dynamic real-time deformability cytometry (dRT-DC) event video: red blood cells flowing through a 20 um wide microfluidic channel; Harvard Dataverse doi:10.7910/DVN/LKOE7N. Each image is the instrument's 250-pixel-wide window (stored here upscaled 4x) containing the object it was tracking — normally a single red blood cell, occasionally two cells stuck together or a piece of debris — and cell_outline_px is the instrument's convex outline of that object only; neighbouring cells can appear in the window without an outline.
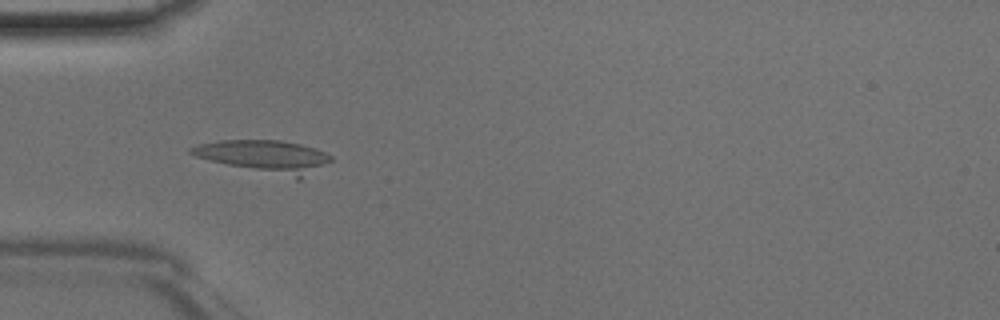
{"species": "Egyptian fruit bat (a non-hibernating species)", "species_latin": "Rousettus aegyptiacus", "temperature_condition": "room temperature", "stored_images_in_passage": 46, "camera_frame_rate_fps": 3000, "um_per_image_px": 0.085, "animal": {"sex": "male"}, "frame": {"image": 1, "passage_image": 14, "time_ms": 4.333, "image_size_px": [1000, 320], "cell_outline_px": [[332, 160], [300, 180], [296, 180], [228, 164], [196, 156], [188, 152], [188, 148], [200, 144], [220, 140], [280, 140], [300, 144], [316, 148], [332, 156]], "centroid_in_image_um": [22.56, 13.29], "position_along_channel_um": 62.4, "area_um2": 26.07}}
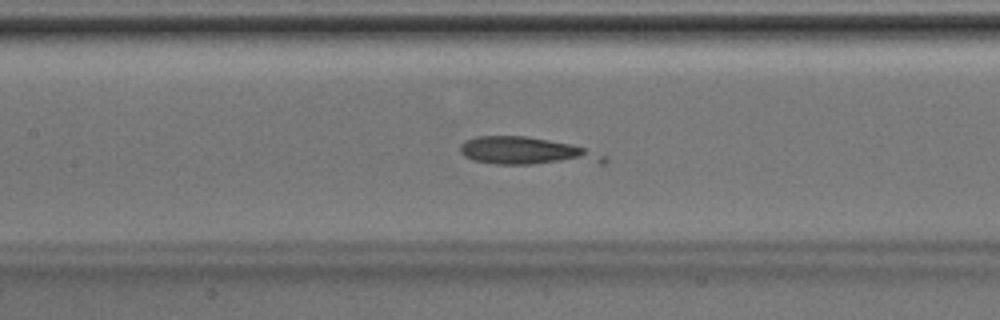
{"frame": {"image": 2, "passage_image": 21, "time_ms": 6.667, "image_size_px": [1000, 320], "cell_outline_px": [[608, 160], [604, 164], [496, 164], [472, 160], [464, 156], [460, 152], [460, 144], [464, 140], [476, 136], [524, 136], [548, 140], [568, 144], [584, 148], [608, 156]], "centroid_in_image_um": [44.79, 12.87], "position_along_channel_um": 162.6, "area_um2": 23.41}}
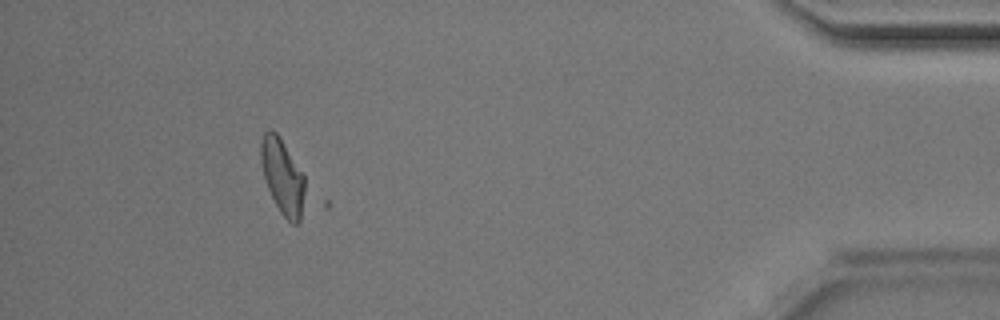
{"frame": {"image": 3, "passage_image": 42, "time_ms": 13.667, "image_size_px": [1000, 320], "cell_outline_px": [[304, 192], [300, 224], [292, 224], [280, 212], [268, 188], [264, 176], [260, 160], [260, 140], [264, 132], [268, 128], [272, 128], [276, 132], [304, 176]], "centroid_in_image_um": [23.99, 14.99], "position_along_channel_um": 411.2, "area_um2": 19.02}}